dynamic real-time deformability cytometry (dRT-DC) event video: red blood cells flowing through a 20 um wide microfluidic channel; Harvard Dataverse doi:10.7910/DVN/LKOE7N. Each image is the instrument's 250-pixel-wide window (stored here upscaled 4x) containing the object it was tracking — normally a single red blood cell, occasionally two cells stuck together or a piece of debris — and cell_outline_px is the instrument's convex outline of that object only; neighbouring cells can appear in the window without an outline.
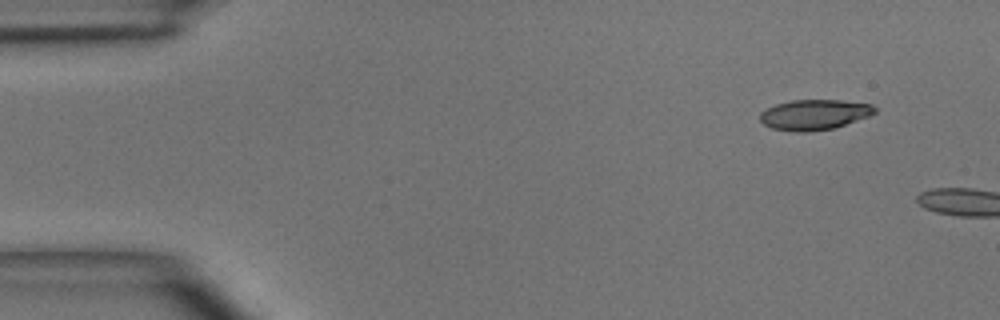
{"species": "common noctule bat (a hibernating species)", "species_latin": "Nyctalus noctula", "temperature_condition": "room temperature", "stored_images_in_passage": 5, "camera_frame_rate_fps": 3000, "um_per_image_px": 0.085, "animal": {"sex": "male", "body_mass_g": 15.6}, "frame": {"image": 1, "passage_image": 1, "time_ms": 0.0, "image_size_px": [1000, 320], "cell_outline_px": [[876, 112], [868, 116], [836, 128], [808, 132], [796, 132], [772, 128], [764, 124], [760, 120], [760, 112], [776, 104], [792, 100], [840, 100], [872, 104], [876, 108]], "centroid_in_image_um": [69.23, 9.75], "position_along_channel_um": 15.8, "area_um2": 20.29}}